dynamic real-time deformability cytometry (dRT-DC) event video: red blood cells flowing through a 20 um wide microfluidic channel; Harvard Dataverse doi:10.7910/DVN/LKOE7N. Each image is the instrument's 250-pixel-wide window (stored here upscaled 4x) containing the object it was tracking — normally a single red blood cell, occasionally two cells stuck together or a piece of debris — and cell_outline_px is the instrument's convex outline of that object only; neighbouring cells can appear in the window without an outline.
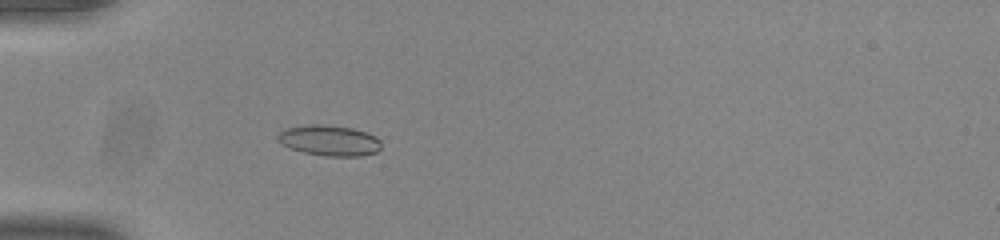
{"species": "common noctule bat (a hibernating species)", "species_latin": "Nyctalus noctula", "temperature_condition": "room temperature", "stored_images_in_passage": 39, "camera_frame_rate_fps": 3000, "um_per_image_px": 0.085, "animal": {"sex": "male", "body_mass_g": 20.0, "forearm_length_mm": 53.3}, "frame": {"image": 1, "passage_image": 3, "time_ms": 0.667, "image_size_px": [1000, 240], "cell_outline_px": [[380, 148], [376, 152], [360, 156], [324, 156], [304, 152], [292, 148], [276, 140], [276, 136], [284, 128], [312, 124], [320, 124], [352, 128], [364, 132], [380, 140]], "centroid_in_image_um": [27.96, 11.94], "position_along_channel_um": 57.0, "area_um2": 18.21}}
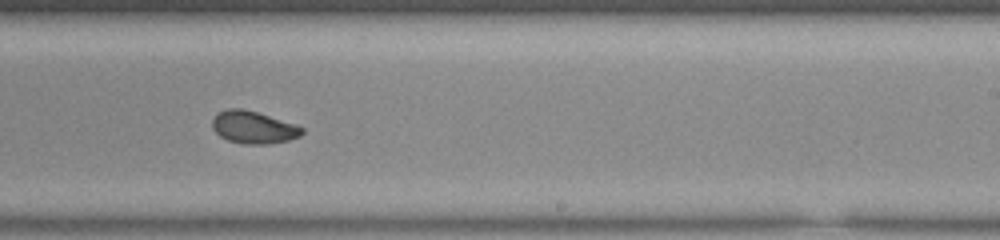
{"frame": {"image": 2, "passage_image": 20, "time_ms": 6.333, "image_size_px": [1000, 240], "cell_outline_px": [[304, 132], [300, 136], [288, 140], [268, 144], [244, 144], [228, 140], [220, 136], [212, 128], [212, 120], [220, 112], [228, 108], [244, 108], [296, 124], [304, 128]], "centroid_in_image_um": [21.56, 10.82], "position_along_channel_um": 267.4, "area_um2": 16.94}}
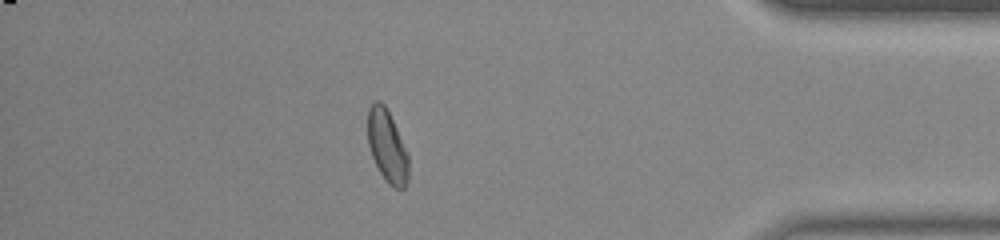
{"frame": {"image": 3, "passage_image": 33, "time_ms": 10.667, "image_size_px": [1000, 240], "cell_outline_px": [[408, 180], [404, 188], [396, 188], [388, 184], [380, 172], [372, 156], [368, 144], [368, 108], [376, 100], [380, 100], [384, 104], [396, 128], [408, 156]], "centroid_in_image_um": [32.9, 12.43], "position_along_channel_um": 402.3, "area_um2": 16.82}, "authors_computed_cell_mechanics": {"area_um2": 17.051, "velocity_mm_per_s": 3.8877, "shape_relaxation_time_tau1_ms": 6.5889, "shape_relaxation_time_tau2_ms": 1.95, "deformation_change_tau1": 0.1467, "deformation_change_tau2": 0.0582}}